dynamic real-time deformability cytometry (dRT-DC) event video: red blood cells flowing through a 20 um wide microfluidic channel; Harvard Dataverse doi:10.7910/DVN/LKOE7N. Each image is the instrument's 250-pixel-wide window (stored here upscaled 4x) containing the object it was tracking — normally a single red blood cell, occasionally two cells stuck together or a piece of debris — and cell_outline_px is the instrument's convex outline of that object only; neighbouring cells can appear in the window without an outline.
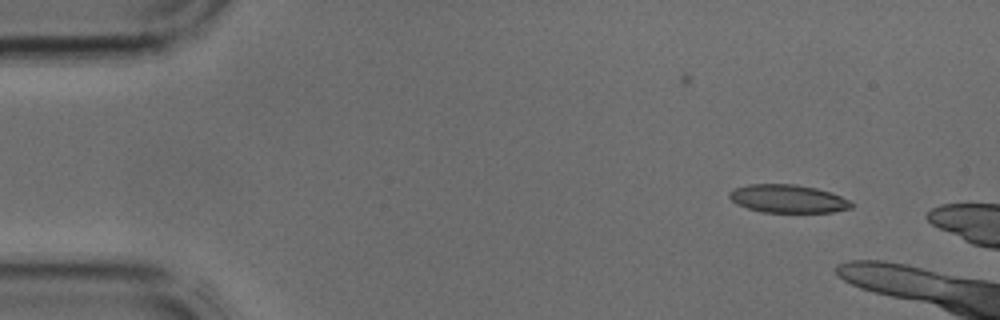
{"species": "common noctule bat (a hibernating species)", "species_latin": "Nyctalus noctula", "temperature_condition": "cold", "stored_images_in_passage": 4, "camera_frame_rate_fps": 3000, "um_per_image_px": 0.085, "animal": {"sex": "male", "body_mass_g": 17.9, "forearm_length_mm": 54.2}, "frame": {"image": 1, "passage_image": 3, "time_ms": 0.667, "image_size_px": [1000, 320], "cell_outline_px": [[852, 208], [832, 212], [764, 212], [748, 208], [736, 204], [728, 196], [728, 192], [736, 188], [748, 184], [796, 184], [816, 188], [832, 192], [848, 200], [852, 204]], "centroid_in_image_um": [66.96, 16.89], "position_along_channel_um": 18.0, "area_um2": 19.94}}